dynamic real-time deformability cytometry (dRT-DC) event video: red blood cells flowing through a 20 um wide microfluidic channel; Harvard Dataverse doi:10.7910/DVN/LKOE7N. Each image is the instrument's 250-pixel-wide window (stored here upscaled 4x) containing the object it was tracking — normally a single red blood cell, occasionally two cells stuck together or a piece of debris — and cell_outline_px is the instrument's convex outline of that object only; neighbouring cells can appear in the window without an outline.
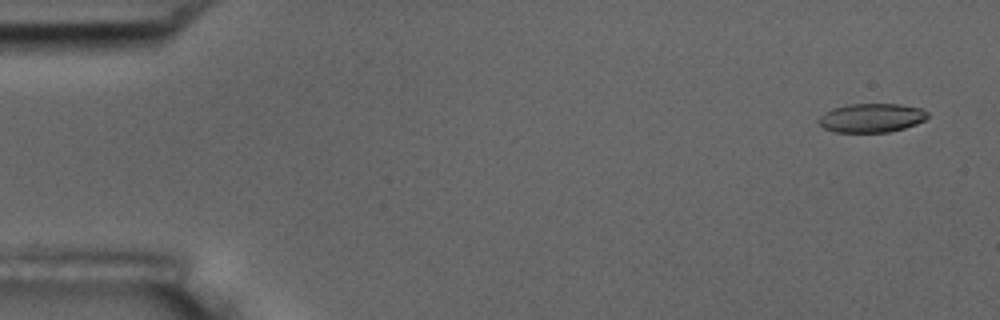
{"species": "common noctule bat (a hibernating species)", "species_latin": "Nyctalus noctula", "temperature_condition": "room temperature", "stored_images_in_passage": 5, "camera_frame_rate_fps": 3000, "um_per_image_px": 0.085, "animal": {"sex": "male", "body_mass_g": 17.5, "forearm_length_mm": 52.3}, "frame": {"image": 1, "passage_image": 1, "time_ms": 0.0, "image_size_px": [1000, 320], "cell_outline_px": [[928, 116], [924, 120], [916, 124], [904, 128], [888, 132], [836, 132], [824, 128], [816, 120], [824, 112], [832, 108], [848, 104], [900, 104], [920, 108], [928, 112]], "centroid_in_image_um": [74.05, 10.01], "position_along_channel_um": 10.9, "area_um2": 18.38}}
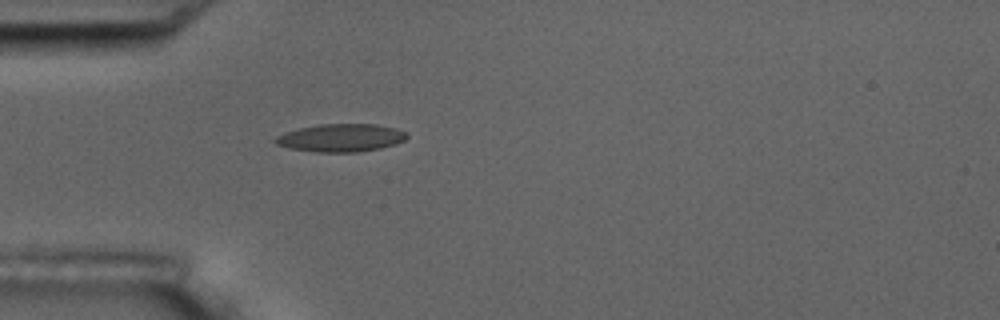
{"frame": {"image": 2, "passage_image": 5, "time_ms": 4.667, "image_size_px": [1000, 320], "cell_outline_px": [[408, 136], [404, 140], [396, 144], [380, 148], [356, 152], [316, 152], [288, 148], [276, 144], [272, 140], [276, 136], [284, 132], [300, 128], [320, 124], [376, 124], [396, 128], [408, 132]], "centroid_in_image_um": [28.97, 11.71], "position_along_channel_um": 56.0, "area_um2": 21.5}}